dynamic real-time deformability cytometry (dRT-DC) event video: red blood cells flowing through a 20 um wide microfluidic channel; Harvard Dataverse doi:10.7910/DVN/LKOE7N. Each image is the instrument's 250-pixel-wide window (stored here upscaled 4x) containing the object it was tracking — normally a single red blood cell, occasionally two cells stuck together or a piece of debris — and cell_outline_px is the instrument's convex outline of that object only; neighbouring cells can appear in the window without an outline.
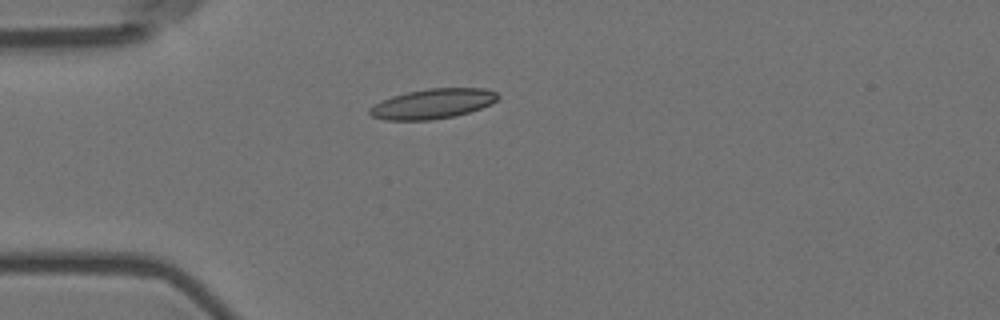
{"species": "Egyptian fruit bat (a non-hibernating species)", "species_latin": "Rousettus aegyptiacus", "temperature_condition": "room temperature", "stored_images_in_passage": 5, "camera_frame_rate_fps": 3000, "um_per_image_px": 0.085, "animal": {"sex": "female"}, "frame": {"image": 1, "passage_image": 5, "time_ms": 1.333, "image_size_px": [1000, 320], "cell_outline_px": [[500, 96], [496, 100], [480, 108], [468, 112], [452, 116], [432, 120], [384, 120], [372, 116], [368, 112], [368, 108], [372, 104], [392, 96], [408, 92], [428, 88], [484, 88], [496, 92]], "centroid_in_image_um": [36.72, 8.81], "position_along_channel_um": 48.3, "area_um2": 22.25}}